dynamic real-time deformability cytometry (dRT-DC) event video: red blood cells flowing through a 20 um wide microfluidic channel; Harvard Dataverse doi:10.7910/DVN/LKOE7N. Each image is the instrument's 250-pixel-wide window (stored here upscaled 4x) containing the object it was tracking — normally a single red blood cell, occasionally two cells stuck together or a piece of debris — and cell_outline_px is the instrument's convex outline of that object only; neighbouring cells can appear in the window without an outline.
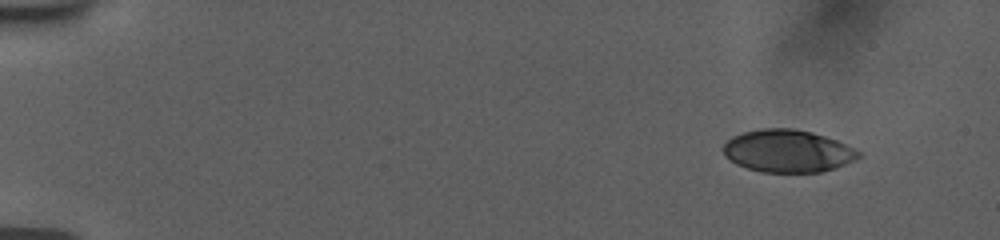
{"species": "human", "species_latin": "Homo sapiens", "temperature_condition": "room temperature", "stored_images_in_passage": 51, "camera_frame_rate_fps": 3000, "um_per_image_px": 0.085, "donor": {"sex": "female"}, "frame": {"image": 1, "passage_image": 1, "time_ms": 0.0, "image_size_px": [1000, 240], "cell_outline_px": [[864, 156], [856, 160], [836, 168], [820, 172], [764, 172], [748, 168], [736, 164], [728, 160], [724, 156], [720, 148], [732, 136], [744, 132], [760, 128], [792, 128], [812, 132], [836, 140], [860, 152]], "centroid_in_image_um": [66.93, 12.84], "position_along_channel_um": 18.1, "area_um2": 33.76}}
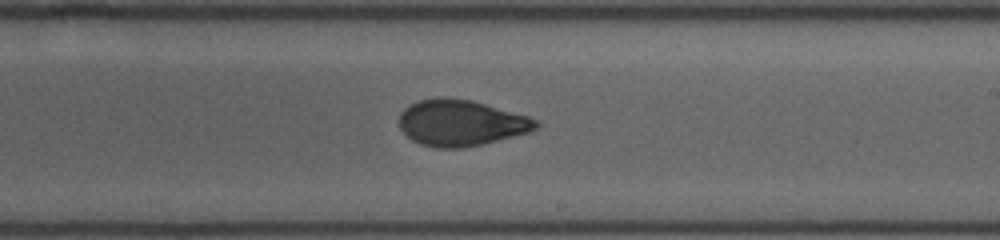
{"frame": {"image": 2, "passage_image": 30, "time_ms": 9.667, "image_size_px": [1000, 240], "cell_outline_px": [[540, 124], [536, 128], [528, 132], [464, 148], [436, 148], [420, 144], [412, 140], [400, 128], [400, 112], [404, 108], [420, 100], [472, 100], [528, 116], [540, 120]], "centroid_in_image_um": [39.2, 10.48], "position_along_channel_um": 249.8, "area_um2": 35.84}}
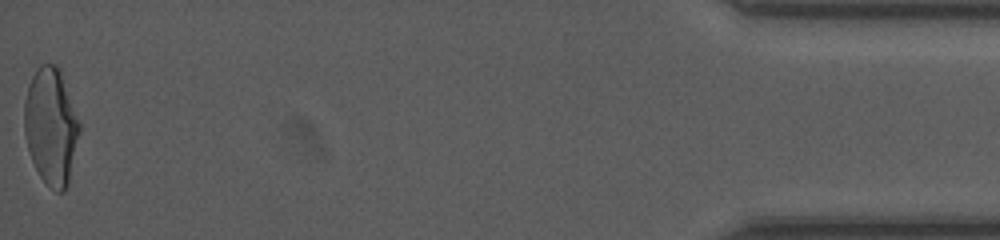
{"frame": {"image": 3, "passage_image": 51, "time_ms": 16.667, "image_size_px": [1000, 240], "cell_outline_px": [[80, 132], [68, 184], [64, 192], [56, 192], [40, 176], [32, 160], [28, 148], [24, 132], [24, 100], [28, 84], [36, 68], [40, 64], [56, 64], [60, 68], [80, 124]], "centroid_in_image_um": [4.33, 10.7], "position_along_channel_um": 430.9, "area_um2": 37.57}, "authors_computed_cell_mechanics": {"area_um2": 36.125, "velocity_mm_per_s": 3.7876, "shape_relaxation_time_tau1_ms": 6.5603, "shape_relaxation_time_tau2_ms": 1.3828, "deformation_change_tau1": 0.1937, "deformation_change_tau2": 0.0678}}